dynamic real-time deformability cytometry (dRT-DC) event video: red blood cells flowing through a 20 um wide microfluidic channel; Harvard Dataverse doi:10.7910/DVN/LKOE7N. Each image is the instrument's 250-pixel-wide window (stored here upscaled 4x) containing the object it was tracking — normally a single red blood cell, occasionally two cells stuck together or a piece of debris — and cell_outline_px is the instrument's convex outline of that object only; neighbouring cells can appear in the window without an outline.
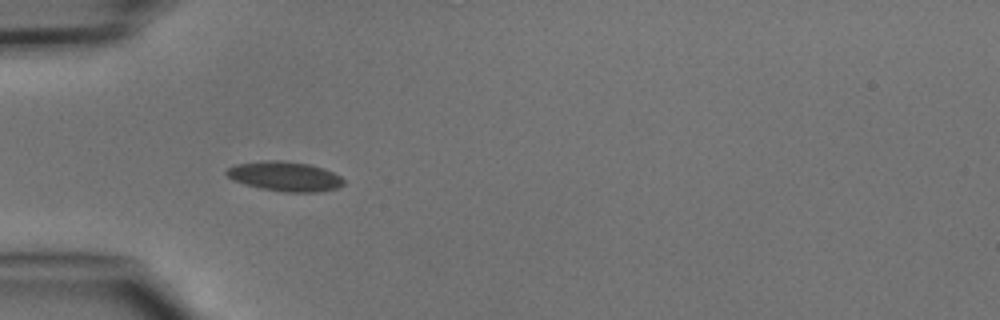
{"species": "common noctule bat (a hibernating species)", "species_latin": "Nyctalus noctula", "temperature_condition": "cold", "stored_images_in_passage": 5, "camera_frame_rate_fps": 3000, "um_per_image_px": 0.085, "animal": {"sex": "male", "body_mass_g": 15.6}, "frame": {"image": 1, "passage_image": 4, "time_ms": 4.333, "image_size_px": [1000, 320], "cell_outline_px": [[344, 184], [336, 188], [316, 192], [284, 192], [260, 188], [244, 184], [232, 180], [224, 172], [228, 168], [236, 164], [264, 160], [280, 160], [308, 164], [324, 168], [340, 176], [344, 180]], "centroid_in_image_um": [24.19, 14.99], "position_along_channel_um": 60.8, "area_um2": 20.23}}